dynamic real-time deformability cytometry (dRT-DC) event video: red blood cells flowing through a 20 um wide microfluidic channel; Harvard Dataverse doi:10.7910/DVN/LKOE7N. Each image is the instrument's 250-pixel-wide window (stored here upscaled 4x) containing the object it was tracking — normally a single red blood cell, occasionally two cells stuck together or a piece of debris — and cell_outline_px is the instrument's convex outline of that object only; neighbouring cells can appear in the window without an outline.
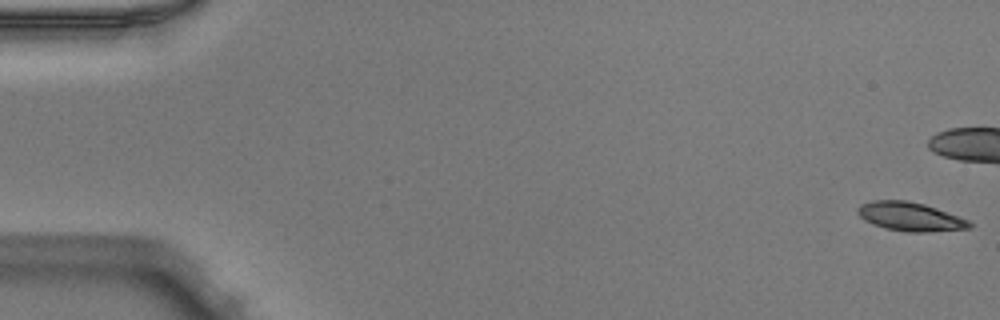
{"species": "Egyptian fruit bat (a non-hibernating species)", "species_latin": "Rousettus aegyptiacus", "temperature_condition": "warm", "stored_images_in_passage": 52, "camera_frame_rate_fps": 3000, "um_per_image_px": 0.085, "animal": {"sex": "male"}, "frame": {"image": 1, "passage_image": 1, "time_ms": 0.0, "image_size_px": [1000, 320], "cell_outline_px": [[972, 228], [924, 232], [908, 232], [884, 228], [864, 220], [856, 212], [856, 208], [864, 204], [876, 200], [908, 200], [924, 204], [936, 208], [968, 220], [972, 224]], "centroid_in_image_um": [77.36, 18.42], "position_along_channel_um": 7.6, "area_um2": 18.55}}
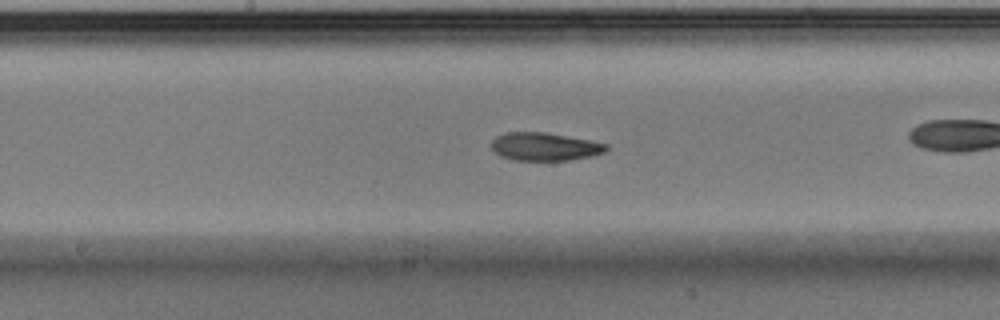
{"frame": {"image": 2, "passage_image": 27, "time_ms": 8.667, "image_size_px": [1000, 320], "cell_outline_px": [[608, 148], [604, 152], [592, 156], [568, 160], [516, 160], [500, 156], [492, 148], [492, 140], [496, 136], [508, 132], [544, 132], [588, 140], [608, 144]], "centroid_in_image_um": [46.3, 12.46], "position_along_channel_um": 201.9, "area_um2": 18.55}}
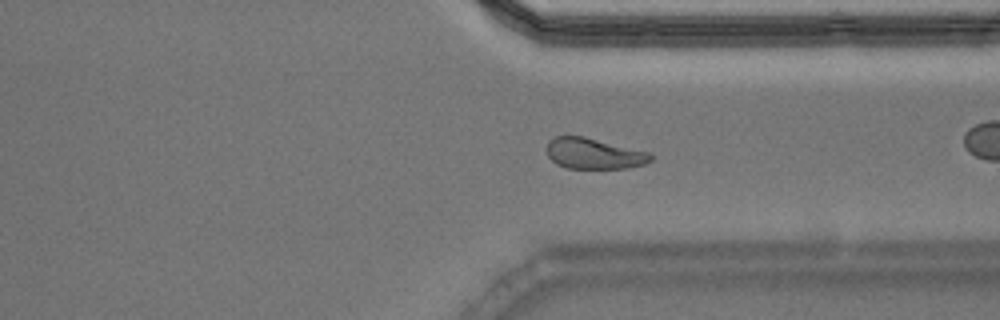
{"frame": {"image": 3, "passage_image": 39, "time_ms": 12.667, "image_size_px": [1000, 320], "cell_outline_px": [[652, 160], [644, 164], [628, 168], [568, 168], [556, 164], [548, 156], [548, 140], [556, 136], [584, 136], [648, 152], [652, 156]], "centroid_in_image_um": [50.47, 13.05], "position_along_channel_um": 360.9, "area_um2": 18.5}, "authors_computed_cell_mechanics": {"area_um2": 19.3052, "velocity_mm_per_s": 3.983, "shape_relaxation_time_tau1_ms": 6.8387, "shape_relaxation_time_tau2_ms": 3.6158, "deformation_change_tau1": 0.1789, "deformation_change_tau2": 0.104}}